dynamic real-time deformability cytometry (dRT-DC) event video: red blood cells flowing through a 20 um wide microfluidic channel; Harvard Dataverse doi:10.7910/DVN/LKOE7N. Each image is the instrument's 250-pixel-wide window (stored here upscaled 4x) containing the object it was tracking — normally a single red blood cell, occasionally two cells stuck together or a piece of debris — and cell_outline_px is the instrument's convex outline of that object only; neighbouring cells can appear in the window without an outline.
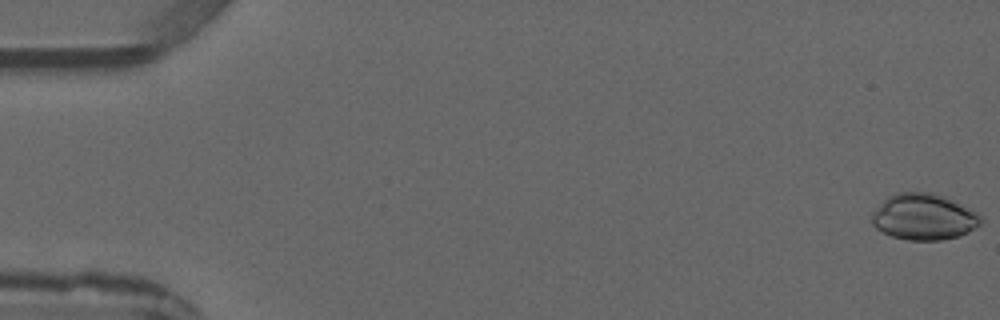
{"species": "common noctule bat (a hibernating species)", "species_latin": "Nyctalus noctula", "temperature_condition": "warm", "stored_images_in_passage": 5, "camera_frame_rate_fps": 3000, "um_per_image_px": 0.085, "animal": {"sex": "male", "forearm_length_mm": 52.5}, "frame": {"image": 1, "passage_image": 1, "time_ms": 0.0, "image_size_px": [1000, 320], "cell_outline_px": [[984, 220], [976, 228], [960, 236], [940, 240], [908, 240], [892, 236], [876, 228], [872, 224], [872, 212], [888, 196], [896, 192], [932, 192], [944, 196], [976, 212]], "centroid_in_image_um": [78.52, 18.43], "position_along_channel_um": 6.5, "area_um2": 29.3}}